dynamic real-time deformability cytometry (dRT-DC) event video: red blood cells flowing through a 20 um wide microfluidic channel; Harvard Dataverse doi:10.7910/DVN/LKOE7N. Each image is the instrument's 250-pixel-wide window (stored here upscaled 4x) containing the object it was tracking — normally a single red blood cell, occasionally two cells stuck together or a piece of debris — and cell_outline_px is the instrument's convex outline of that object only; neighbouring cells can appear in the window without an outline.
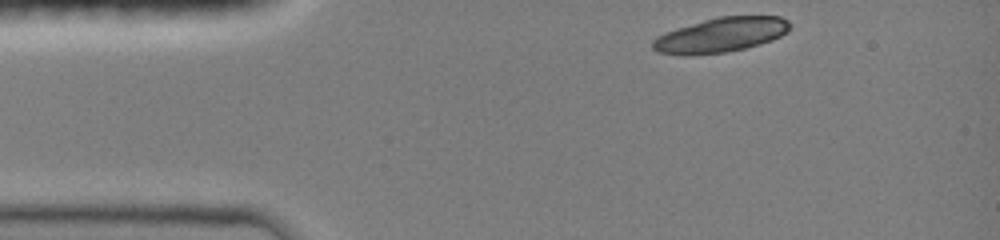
{"species": "common noctule bat (a hibernating species)", "species_latin": "Nyctalus noctula", "temperature_condition": "room temperature", "stored_images_in_passage": 37, "camera_frame_rate_fps": 3000, "um_per_image_px": 0.085, "animal": {"sex": "female", "body_mass_g": 19.0, "forearm_length_mm": 51.5}, "frame": {"image": 1, "passage_image": 1, "time_ms": 0.0, "image_size_px": [1000, 240], "cell_outline_px": [[792, 24], [788, 32], [772, 40], [760, 44], [744, 48], [724, 52], [656, 52], [652, 48], [652, 40], [656, 36], [676, 28], [704, 20], [720, 16], [780, 16], [788, 20]], "centroid_in_image_um": [61.36, 2.92], "position_along_channel_um": 23.6, "area_um2": 26.88}}